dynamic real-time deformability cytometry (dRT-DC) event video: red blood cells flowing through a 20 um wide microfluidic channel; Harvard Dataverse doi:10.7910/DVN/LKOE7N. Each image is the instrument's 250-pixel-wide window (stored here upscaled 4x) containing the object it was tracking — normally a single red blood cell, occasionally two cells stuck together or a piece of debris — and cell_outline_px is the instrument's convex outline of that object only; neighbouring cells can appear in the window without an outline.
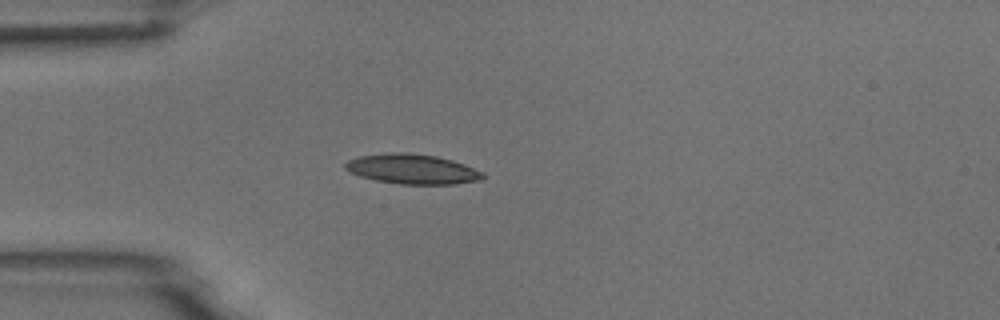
{"species": "common noctule bat (a hibernating species)", "species_latin": "Nyctalus noctula", "temperature_condition": "room temperature", "stored_images_in_passage": 1, "camera_frame_rate_fps": 3000, "um_per_image_px": 0.085, "animal": {"sex": "male", "body_mass_g": 18.8}, "frame": {"image": 1, "passage_image": 1, "time_ms": 0.0, "image_size_px": [1000, 320], "cell_outline_px": [[488, 176], [480, 180], [456, 184], [400, 184], [376, 180], [360, 176], [348, 172], [344, 168], [344, 164], [348, 160], [360, 156], [384, 152], [408, 152], [436, 156], [452, 160], [464, 164], [484, 172]], "centroid_in_image_um": [35.05, 14.36], "position_along_channel_um": 49.9, "area_um2": 24.22}}